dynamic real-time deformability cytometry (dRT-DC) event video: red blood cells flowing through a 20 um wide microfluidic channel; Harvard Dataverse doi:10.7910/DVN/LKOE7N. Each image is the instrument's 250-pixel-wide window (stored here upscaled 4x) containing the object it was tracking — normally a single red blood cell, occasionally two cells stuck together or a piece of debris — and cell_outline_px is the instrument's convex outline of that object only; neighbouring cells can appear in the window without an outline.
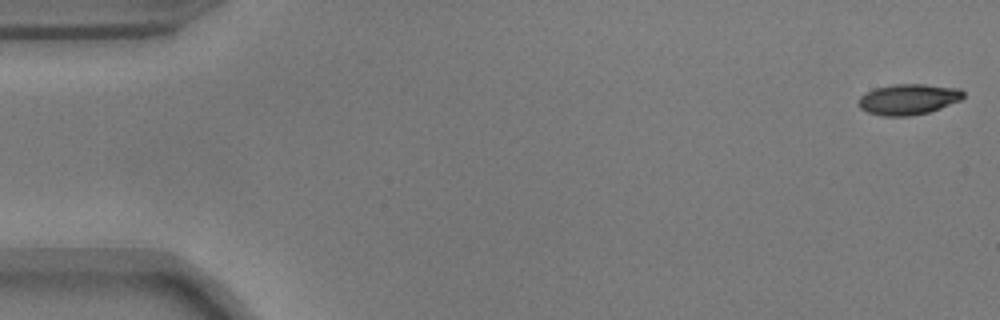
{"species": "common noctule bat (a hibernating species)", "species_latin": "Nyctalus noctula", "temperature_condition": "warm", "stored_images_in_passage": 9, "camera_frame_rate_fps": 3000, "um_per_image_px": 0.085, "animal": {"sex": "male", "body_mass_g": 17.9}, "frame": {"image": 1, "passage_image": 1, "time_ms": 0.0, "image_size_px": [1000, 320], "cell_outline_px": [[964, 96], [960, 100], [940, 108], [928, 112], [912, 116], [884, 116], [868, 112], [860, 108], [860, 96], [876, 88], [892, 84], [924, 84], [960, 88], [964, 92]], "centroid_in_image_um": [77.24, 8.43], "position_along_channel_um": 7.8, "area_um2": 18.61}}